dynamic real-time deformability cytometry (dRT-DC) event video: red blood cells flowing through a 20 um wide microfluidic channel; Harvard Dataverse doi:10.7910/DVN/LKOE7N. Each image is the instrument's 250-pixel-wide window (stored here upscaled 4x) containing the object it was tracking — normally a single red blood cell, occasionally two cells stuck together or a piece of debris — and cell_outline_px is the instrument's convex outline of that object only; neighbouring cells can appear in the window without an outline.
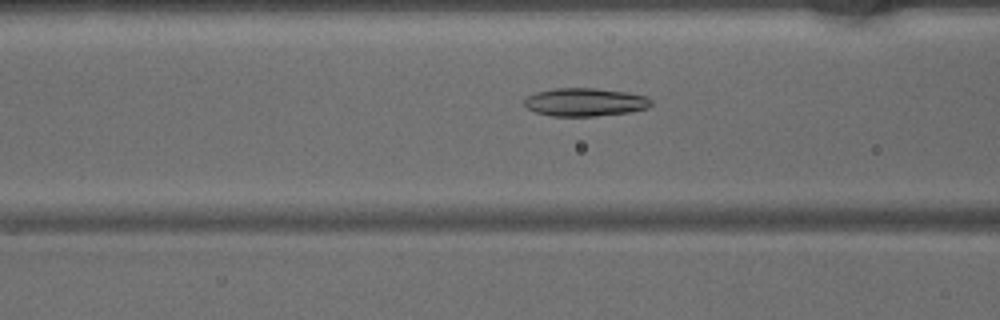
{"species": "common noctule bat (a hibernating species)", "species_latin": "Nyctalus noctula", "temperature_condition": "warm", "stored_images_in_passage": 46, "camera_frame_rate_fps": 3000, "um_per_image_px": 0.085, "animal": {"sex": "male", "body_mass_g": 15.6}, "frame": {"image": 1, "passage_image": 18, "time_ms": 5.667, "image_size_px": [1000, 320], "cell_outline_px": [[652, 104], [648, 108], [632, 112], [596, 116], [552, 116], [536, 112], [528, 108], [524, 104], [524, 100], [528, 96], [536, 92], [556, 88], [596, 88], [628, 92], [648, 96], [652, 100]], "centroid_in_image_um": [49.78, 8.68], "position_along_channel_um": 116.8, "area_um2": 20.98}}
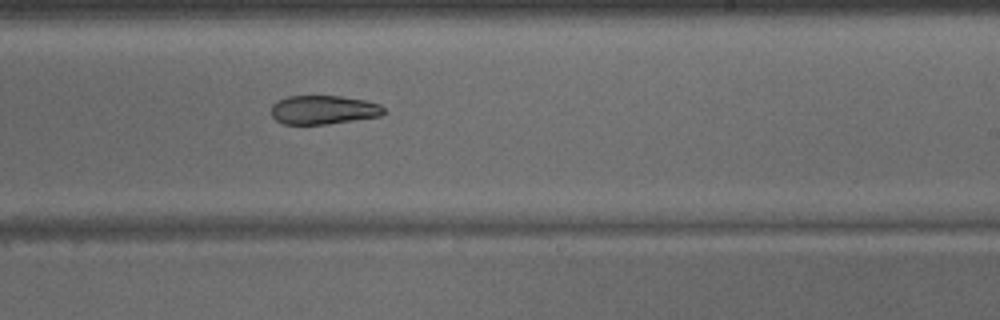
{"frame": {"image": 2, "passage_image": 28, "time_ms": 9.0, "image_size_px": [1000, 320], "cell_outline_px": [[384, 112], [380, 116], [324, 124], [284, 124], [276, 120], [272, 116], [272, 104], [276, 100], [288, 96], [340, 96], [364, 100], [380, 104], [384, 108]], "centroid_in_image_um": [27.46, 9.32], "position_along_channel_um": 261.5, "area_um2": 18.79}}
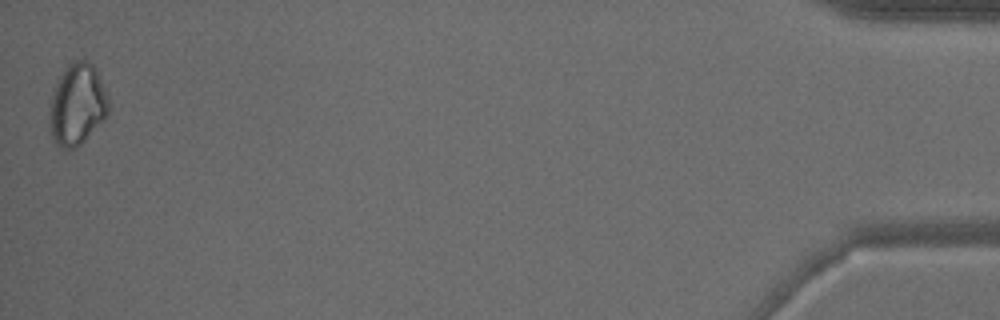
{"frame": {"image": 3, "passage_image": 46, "time_ms": 15.0, "image_size_px": [1000, 320], "cell_outline_px": [[112, 104], [104, 120], [76, 148], [68, 152], [56, 144], [52, 140], [52, 96], [60, 76], [68, 64], [72, 60], [88, 60], [96, 68]], "centroid_in_image_um": [6.64, 8.88], "position_along_channel_um": 428.6, "area_um2": 27.8}}